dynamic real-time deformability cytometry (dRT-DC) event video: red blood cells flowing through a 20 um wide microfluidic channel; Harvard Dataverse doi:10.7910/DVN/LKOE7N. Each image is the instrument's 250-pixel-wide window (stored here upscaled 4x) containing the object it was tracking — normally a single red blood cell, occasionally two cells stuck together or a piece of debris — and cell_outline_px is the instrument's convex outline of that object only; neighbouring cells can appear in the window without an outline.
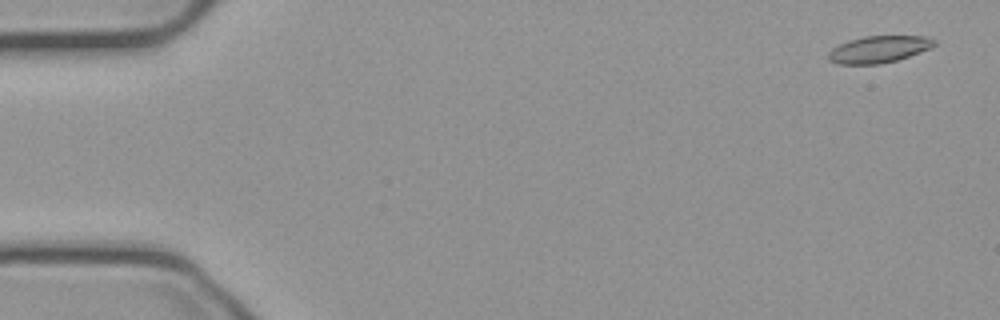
{"species": "common noctule bat (a hibernating species)", "species_latin": "Nyctalus noctula", "temperature_condition": "cold", "stored_images_in_passage": 56, "camera_frame_rate_fps": 3000, "um_per_image_px": 0.085, "animal": {"sex": "male", "body_mass_g": 23.1, "forearm_length_mm": 52.7}, "frame": {"image": 1, "passage_image": 3, "time_ms": 0.667, "image_size_px": [1000, 320], "cell_outline_px": [[936, 44], [932, 48], [896, 60], [880, 64], [840, 64], [828, 60], [828, 52], [832, 48], [848, 40], [864, 36], [928, 36], [936, 40]], "centroid_in_image_um": [74.71, 4.18], "position_along_channel_um": 10.3, "area_um2": 16.65}}
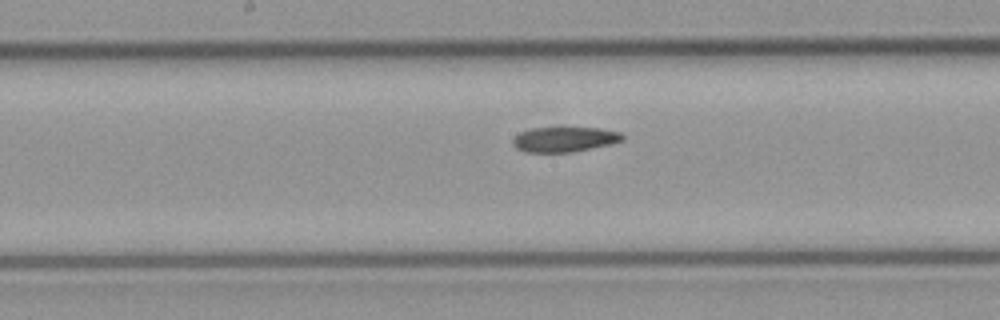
{"frame": {"image": 2, "passage_image": 29, "time_ms": 9.333, "image_size_px": [1000, 320], "cell_outline_px": [[624, 140], [612, 144], [572, 152], [524, 152], [516, 148], [512, 144], [512, 140], [520, 132], [532, 128], [600, 128], [620, 132], [624, 136]], "centroid_in_image_um": [47.99, 11.85], "position_along_channel_um": 200.2, "area_um2": 16.01}}
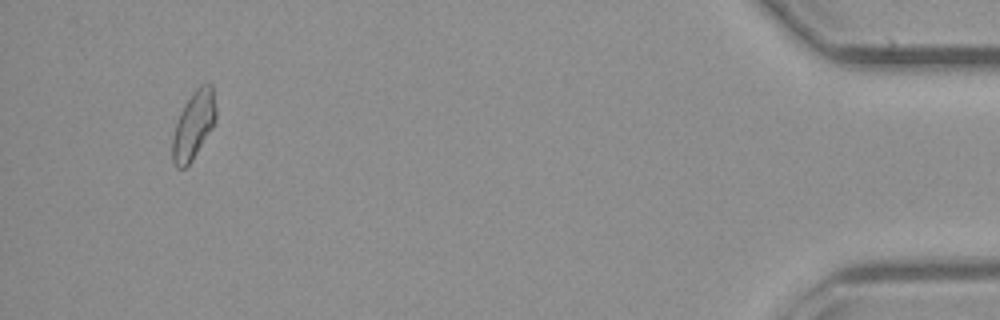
{"frame": {"image": 3, "passage_image": 53, "time_ms": 17.333, "image_size_px": [1000, 320], "cell_outline_px": [[216, 120], [212, 128], [192, 160], [184, 168], [176, 168], [172, 160], [172, 140], [176, 120], [184, 104], [196, 88], [200, 84], [212, 84], [216, 108]], "centroid_in_image_um": [16.44, 10.63], "position_along_channel_um": 418.8, "area_um2": 17.22}}